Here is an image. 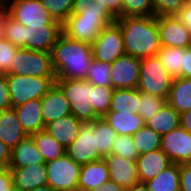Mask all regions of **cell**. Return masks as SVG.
I'll use <instances>...</instances> for the list:
<instances>
[{
  "label": "cell",
  "instance_id": "obj_1",
  "mask_svg": "<svg viewBox=\"0 0 191 191\" xmlns=\"http://www.w3.org/2000/svg\"><path fill=\"white\" fill-rule=\"evenodd\" d=\"M57 79L85 80L93 60L92 46L61 33L51 51Z\"/></svg>",
  "mask_w": 191,
  "mask_h": 191
},
{
  "label": "cell",
  "instance_id": "obj_2",
  "mask_svg": "<svg viewBox=\"0 0 191 191\" xmlns=\"http://www.w3.org/2000/svg\"><path fill=\"white\" fill-rule=\"evenodd\" d=\"M126 55L137 58L157 56L161 49L157 17H118Z\"/></svg>",
  "mask_w": 191,
  "mask_h": 191
},
{
  "label": "cell",
  "instance_id": "obj_3",
  "mask_svg": "<svg viewBox=\"0 0 191 191\" xmlns=\"http://www.w3.org/2000/svg\"><path fill=\"white\" fill-rule=\"evenodd\" d=\"M69 102L71 114L81 122H92L100 116L94 111L91 100V83L78 79H56Z\"/></svg>",
  "mask_w": 191,
  "mask_h": 191
},
{
  "label": "cell",
  "instance_id": "obj_4",
  "mask_svg": "<svg viewBox=\"0 0 191 191\" xmlns=\"http://www.w3.org/2000/svg\"><path fill=\"white\" fill-rule=\"evenodd\" d=\"M137 89L167 100L174 78L163 67L158 56L141 59Z\"/></svg>",
  "mask_w": 191,
  "mask_h": 191
},
{
  "label": "cell",
  "instance_id": "obj_5",
  "mask_svg": "<svg viewBox=\"0 0 191 191\" xmlns=\"http://www.w3.org/2000/svg\"><path fill=\"white\" fill-rule=\"evenodd\" d=\"M6 79L9 85L12 108H14L31 99H42L55 84L57 78L6 74Z\"/></svg>",
  "mask_w": 191,
  "mask_h": 191
},
{
  "label": "cell",
  "instance_id": "obj_6",
  "mask_svg": "<svg viewBox=\"0 0 191 191\" xmlns=\"http://www.w3.org/2000/svg\"><path fill=\"white\" fill-rule=\"evenodd\" d=\"M8 74L56 78L51 53L26 48L18 49Z\"/></svg>",
  "mask_w": 191,
  "mask_h": 191
},
{
  "label": "cell",
  "instance_id": "obj_7",
  "mask_svg": "<svg viewBox=\"0 0 191 191\" xmlns=\"http://www.w3.org/2000/svg\"><path fill=\"white\" fill-rule=\"evenodd\" d=\"M93 58L112 63L125 55L122 30L115 22L103 28L91 44Z\"/></svg>",
  "mask_w": 191,
  "mask_h": 191
},
{
  "label": "cell",
  "instance_id": "obj_8",
  "mask_svg": "<svg viewBox=\"0 0 191 191\" xmlns=\"http://www.w3.org/2000/svg\"><path fill=\"white\" fill-rule=\"evenodd\" d=\"M5 7L11 13V18L25 27L61 25L52 18L40 0H13Z\"/></svg>",
  "mask_w": 191,
  "mask_h": 191
},
{
  "label": "cell",
  "instance_id": "obj_9",
  "mask_svg": "<svg viewBox=\"0 0 191 191\" xmlns=\"http://www.w3.org/2000/svg\"><path fill=\"white\" fill-rule=\"evenodd\" d=\"M65 154L81 166L102 159L94 133V121L81 123L79 135L65 148Z\"/></svg>",
  "mask_w": 191,
  "mask_h": 191
},
{
  "label": "cell",
  "instance_id": "obj_10",
  "mask_svg": "<svg viewBox=\"0 0 191 191\" xmlns=\"http://www.w3.org/2000/svg\"><path fill=\"white\" fill-rule=\"evenodd\" d=\"M46 164L48 185L53 189L78 187L81 165L66 154Z\"/></svg>",
  "mask_w": 191,
  "mask_h": 191
},
{
  "label": "cell",
  "instance_id": "obj_11",
  "mask_svg": "<svg viewBox=\"0 0 191 191\" xmlns=\"http://www.w3.org/2000/svg\"><path fill=\"white\" fill-rule=\"evenodd\" d=\"M161 46L188 48L191 46V31L182 23L178 15L157 17Z\"/></svg>",
  "mask_w": 191,
  "mask_h": 191
},
{
  "label": "cell",
  "instance_id": "obj_12",
  "mask_svg": "<svg viewBox=\"0 0 191 191\" xmlns=\"http://www.w3.org/2000/svg\"><path fill=\"white\" fill-rule=\"evenodd\" d=\"M141 59L124 55L111 63V86L114 89H135L138 87Z\"/></svg>",
  "mask_w": 191,
  "mask_h": 191
},
{
  "label": "cell",
  "instance_id": "obj_13",
  "mask_svg": "<svg viewBox=\"0 0 191 191\" xmlns=\"http://www.w3.org/2000/svg\"><path fill=\"white\" fill-rule=\"evenodd\" d=\"M161 150L172 163H191V133L179 127L162 135Z\"/></svg>",
  "mask_w": 191,
  "mask_h": 191
},
{
  "label": "cell",
  "instance_id": "obj_14",
  "mask_svg": "<svg viewBox=\"0 0 191 191\" xmlns=\"http://www.w3.org/2000/svg\"><path fill=\"white\" fill-rule=\"evenodd\" d=\"M62 25L28 26L23 34V48L51 53Z\"/></svg>",
  "mask_w": 191,
  "mask_h": 191
},
{
  "label": "cell",
  "instance_id": "obj_15",
  "mask_svg": "<svg viewBox=\"0 0 191 191\" xmlns=\"http://www.w3.org/2000/svg\"><path fill=\"white\" fill-rule=\"evenodd\" d=\"M107 25L109 24L105 20L79 19L71 14L62 24V33L74 40L92 44Z\"/></svg>",
  "mask_w": 191,
  "mask_h": 191
},
{
  "label": "cell",
  "instance_id": "obj_16",
  "mask_svg": "<svg viewBox=\"0 0 191 191\" xmlns=\"http://www.w3.org/2000/svg\"><path fill=\"white\" fill-rule=\"evenodd\" d=\"M105 161L109 170V179L125 189L139 183L136 161L125 159L120 155L111 153Z\"/></svg>",
  "mask_w": 191,
  "mask_h": 191
},
{
  "label": "cell",
  "instance_id": "obj_17",
  "mask_svg": "<svg viewBox=\"0 0 191 191\" xmlns=\"http://www.w3.org/2000/svg\"><path fill=\"white\" fill-rule=\"evenodd\" d=\"M13 186L21 191H31L48 185L46 164H31L10 168Z\"/></svg>",
  "mask_w": 191,
  "mask_h": 191
},
{
  "label": "cell",
  "instance_id": "obj_18",
  "mask_svg": "<svg viewBox=\"0 0 191 191\" xmlns=\"http://www.w3.org/2000/svg\"><path fill=\"white\" fill-rule=\"evenodd\" d=\"M41 112L45 126L62 116L71 114L69 102L62 89L56 83L41 99Z\"/></svg>",
  "mask_w": 191,
  "mask_h": 191
},
{
  "label": "cell",
  "instance_id": "obj_19",
  "mask_svg": "<svg viewBox=\"0 0 191 191\" xmlns=\"http://www.w3.org/2000/svg\"><path fill=\"white\" fill-rule=\"evenodd\" d=\"M171 164L172 161L161 148L139 155L136 159L139 181L147 182Z\"/></svg>",
  "mask_w": 191,
  "mask_h": 191
},
{
  "label": "cell",
  "instance_id": "obj_20",
  "mask_svg": "<svg viewBox=\"0 0 191 191\" xmlns=\"http://www.w3.org/2000/svg\"><path fill=\"white\" fill-rule=\"evenodd\" d=\"M72 14L79 19L105 20L108 24L115 23L118 18L101 0H75Z\"/></svg>",
  "mask_w": 191,
  "mask_h": 191
},
{
  "label": "cell",
  "instance_id": "obj_21",
  "mask_svg": "<svg viewBox=\"0 0 191 191\" xmlns=\"http://www.w3.org/2000/svg\"><path fill=\"white\" fill-rule=\"evenodd\" d=\"M28 134L17 118L14 108L0 112V140L10 149H13Z\"/></svg>",
  "mask_w": 191,
  "mask_h": 191
},
{
  "label": "cell",
  "instance_id": "obj_22",
  "mask_svg": "<svg viewBox=\"0 0 191 191\" xmlns=\"http://www.w3.org/2000/svg\"><path fill=\"white\" fill-rule=\"evenodd\" d=\"M81 123L79 119L69 114L50 122L46 125L45 130L67 148L79 135Z\"/></svg>",
  "mask_w": 191,
  "mask_h": 191
},
{
  "label": "cell",
  "instance_id": "obj_23",
  "mask_svg": "<svg viewBox=\"0 0 191 191\" xmlns=\"http://www.w3.org/2000/svg\"><path fill=\"white\" fill-rule=\"evenodd\" d=\"M17 118L28 135L45 129L41 112V99H31L14 107Z\"/></svg>",
  "mask_w": 191,
  "mask_h": 191
},
{
  "label": "cell",
  "instance_id": "obj_24",
  "mask_svg": "<svg viewBox=\"0 0 191 191\" xmlns=\"http://www.w3.org/2000/svg\"><path fill=\"white\" fill-rule=\"evenodd\" d=\"M109 179V170L104 158L81 166L78 188L91 191Z\"/></svg>",
  "mask_w": 191,
  "mask_h": 191
},
{
  "label": "cell",
  "instance_id": "obj_25",
  "mask_svg": "<svg viewBox=\"0 0 191 191\" xmlns=\"http://www.w3.org/2000/svg\"><path fill=\"white\" fill-rule=\"evenodd\" d=\"M43 163H45L43 155L37 149L31 135L22 139L13 149H11L9 168Z\"/></svg>",
  "mask_w": 191,
  "mask_h": 191
},
{
  "label": "cell",
  "instance_id": "obj_26",
  "mask_svg": "<svg viewBox=\"0 0 191 191\" xmlns=\"http://www.w3.org/2000/svg\"><path fill=\"white\" fill-rule=\"evenodd\" d=\"M118 135L133 136L146 123L139 114L108 111L104 116Z\"/></svg>",
  "mask_w": 191,
  "mask_h": 191
},
{
  "label": "cell",
  "instance_id": "obj_27",
  "mask_svg": "<svg viewBox=\"0 0 191 191\" xmlns=\"http://www.w3.org/2000/svg\"><path fill=\"white\" fill-rule=\"evenodd\" d=\"M166 102L179 114L191 110V79L174 78Z\"/></svg>",
  "mask_w": 191,
  "mask_h": 191
},
{
  "label": "cell",
  "instance_id": "obj_28",
  "mask_svg": "<svg viewBox=\"0 0 191 191\" xmlns=\"http://www.w3.org/2000/svg\"><path fill=\"white\" fill-rule=\"evenodd\" d=\"M146 124L162 136L180 127V114L166 102Z\"/></svg>",
  "mask_w": 191,
  "mask_h": 191
},
{
  "label": "cell",
  "instance_id": "obj_29",
  "mask_svg": "<svg viewBox=\"0 0 191 191\" xmlns=\"http://www.w3.org/2000/svg\"><path fill=\"white\" fill-rule=\"evenodd\" d=\"M140 91L135 89H114L109 111L139 113Z\"/></svg>",
  "mask_w": 191,
  "mask_h": 191
},
{
  "label": "cell",
  "instance_id": "obj_30",
  "mask_svg": "<svg viewBox=\"0 0 191 191\" xmlns=\"http://www.w3.org/2000/svg\"><path fill=\"white\" fill-rule=\"evenodd\" d=\"M179 179L180 164L172 163L145 183L149 191H180Z\"/></svg>",
  "mask_w": 191,
  "mask_h": 191
},
{
  "label": "cell",
  "instance_id": "obj_31",
  "mask_svg": "<svg viewBox=\"0 0 191 191\" xmlns=\"http://www.w3.org/2000/svg\"><path fill=\"white\" fill-rule=\"evenodd\" d=\"M37 149L42 153L45 163L65 154V147L53 138L47 130L31 134Z\"/></svg>",
  "mask_w": 191,
  "mask_h": 191
},
{
  "label": "cell",
  "instance_id": "obj_32",
  "mask_svg": "<svg viewBox=\"0 0 191 191\" xmlns=\"http://www.w3.org/2000/svg\"><path fill=\"white\" fill-rule=\"evenodd\" d=\"M94 133L99 155L101 158H105L111 154L112 145L118 134L103 117L94 120Z\"/></svg>",
  "mask_w": 191,
  "mask_h": 191
},
{
  "label": "cell",
  "instance_id": "obj_33",
  "mask_svg": "<svg viewBox=\"0 0 191 191\" xmlns=\"http://www.w3.org/2000/svg\"><path fill=\"white\" fill-rule=\"evenodd\" d=\"M185 55V48H174L161 46L157 53L163 67L173 77H181L182 61Z\"/></svg>",
  "mask_w": 191,
  "mask_h": 191
},
{
  "label": "cell",
  "instance_id": "obj_34",
  "mask_svg": "<svg viewBox=\"0 0 191 191\" xmlns=\"http://www.w3.org/2000/svg\"><path fill=\"white\" fill-rule=\"evenodd\" d=\"M132 137L139 155L161 148L162 136L147 126V124L140 128Z\"/></svg>",
  "mask_w": 191,
  "mask_h": 191
},
{
  "label": "cell",
  "instance_id": "obj_35",
  "mask_svg": "<svg viewBox=\"0 0 191 191\" xmlns=\"http://www.w3.org/2000/svg\"><path fill=\"white\" fill-rule=\"evenodd\" d=\"M114 88L112 86H96L91 83V104L94 111L103 117L110 109Z\"/></svg>",
  "mask_w": 191,
  "mask_h": 191
},
{
  "label": "cell",
  "instance_id": "obj_36",
  "mask_svg": "<svg viewBox=\"0 0 191 191\" xmlns=\"http://www.w3.org/2000/svg\"><path fill=\"white\" fill-rule=\"evenodd\" d=\"M155 16L153 0H121V17Z\"/></svg>",
  "mask_w": 191,
  "mask_h": 191
},
{
  "label": "cell",
  "instance_id": "obj_37",
  "mask_svg": "<svg viewBox=\"0 0 191 191\" xmlns=\"http://www.w3.org/2000/svg\"><path fill=\"white\" fill-rule=\"evenodd\" d=\"M111 70V63L93 58L85 80L96 86H111Z\"/></svg>",
  "mask_w": 191,
  "mask_h": 191
},
{
  "label": "cell",
  "instance_id": "obj_38",
  "mask_svg": "<svg viewBox=\"0 0 191 191\" xmlns=\"http://www.w3.org/2000/svg\"><path fill=\"white\" fill-rule=\"evenodd\" d=\"M43 7L50 13L52 18L61 25L72 14L75 0H40Z\"/></svg>",
  "mask_w": 191,
  "mask_h": 191
},
{
  "label": "cell",
  "instance_id": "obj_39",
  "mask_svg": "<svg viewBox=\"0 0 191 191\" xmlns=\"http://www.w3.org/2000/svg\"><path fill=\"white\" fill-rule=\"evenodd\" d=\"M165 103L166 100L159 96L140 92V106L138 114L143 118L144 122L147 123Z\"/></svg>",
  "mask_w": 191,
  "mask_h": 191
},
{
  "label": "cell",
  "instance_id": "obj_40",
  "mask_svg": "<svg viewBox=\"0 0 191 191\" xmlns=\"http://www.w3.org/2000/svg\"><path fill=\"white\" fill-rule=\"evenodd\" d=\"M111 153L134 161L139 156L133 137L129 135H118L112 145Z\"/></svg>",
  "mask_w": 191,
  "mask_h": 191
},
{
  "label": "cell",
  "instance_id": "obj_41",
  "mask_svg": "<svg viewBox=\"0 0 191 191\" xmlns=\"http://www.w3.org/2000/svg\"><path fill=\"white\" fill-rule=\"evenodd\" d=\"M18 49L19 47H16L8 40H0V74H8L10 72Z\"/></svg>",
  "mask_w": 191,
  "mask_h": 191
},
{
  "label": "cell",
  "instance_id": "obj_42",
  "mask_svg": "<svg viewBox=\"0 0 191 191\" xmlns=\"http://www.w3.org/2000/svg\"><path fill=\"white\" fill-rule=\"evenodd\" d=\"M188 0H153L155 17L178 15Z\"/></svg>",
  "mask_w": 191,
  "mask_h": 191
},
{
  "label": "cell",
  "instance_id": "obj_43",
  "mask_svg": "<svg viewBox=\"0 0 191 191\" xmlns=\"http://www.w3.org/2000/svg\"><path fill=\"white\" fill-rule=\"evenodd\" d=\"M26 27L10 18L5 31V39L10 41L16 47L23 48V34Z\"/></svg>",
  "mask_w": 191,
  "mask_h": 191
},
{
  "label": "cell",
  "instance_id": "obj_44",
  "mask_svg": "<svg viewBox=\"0 0 191 191\" xmlns=\"http://www.w3.org/2000/svg\"><path fill=\"white\" fill-rule=\"evenodd\" d=\"M12 108L6 74H0V112Z\"/></svg>",
  "mask_w": 191,
  "mask_h": 191
},
{
  "label": "cell",
  "instance_id": "obj_45",
  "mask_svg": "<svg viewBox=\"0 0 191 191\" xmlns=\"http://www.w3.org/2000/svg\"><path fill=\"white\" fill-rule=\"evenodd\" d=\"M180 191H191V163L180 164Z\"/></svg>",
  "mask_w": 191,
  "mask_h": 191
},
{
  "label": "cell",
  "instance_id": "obj_46",
  "mask_svg": "<svg viewBox=\"0 0 191 191\" xmlns=\"http://www.w3.org/2000/svg\"><path fill=\"white\" fill-rule=\"evenodd\" d=\"M13 186L12 174L9 167H0V191H9Z\"/></svg>",
  "mask_w": 191,
  "mask_h": 191
},
{
  "label": "cell",
  "instance_id": "obj_47",
  "mask_svg": "<svg viewBox=\"0 0 191 191\" xmlns=\"http://www.w3.org/2000/svg\"><path fill=\"white\" fill-rule=\"evenodd\" d=\"M181 77L191 79V46L185 48V55L182 61Z\"/></svg>",
  "mask_w": 191,
  "mask_h": 191
},
{
  "label": "cell",
  "instance_id": "obj_48",
  "mask_svg": "<svg viewBox=\"0 0 191 191\" xmlns=\"http://www.w3.org/2000/svg\"><path fill=\"white\" fill-rule=\"evenodd\" d=\"M11 18V13L5 6H0V40L5 39L6 26Z\"/></svg>",
  "mask_w": 191,
  "mask_h": 191
},
{
  "label": "cell",
  "instance_id": "obj_49",
  "mask_svg": "<svg viewBox=\"0 0 191 191\" xmlns=\"http://www.w3.org/2000/svg\"><path fill=\"white\" fill-rule=\"evenodd\" d=\"M11 149L0 140V167H9Z\"/></svg>",
  "mask_w": 191,
  "mask_h": 191
},
{
  "label": "cell",
  "instance_id": "obj_50",
  "mask_svg": "<svg viewBox=\"0 0 191 191\" xmlns=\"http://www.w3.org/2000/svg\"><path fill=\"white\" fill-rule=\"evenodd\" d=\"M178 16L182 20V23L191 31V2H186L185 7Z\"/></svg>",
  "mask_w": 191,
  "mask_h": 191
},
{
  "label": "cell",
  "instance_id": "obj_51",
  "mask_svg": "<svg viewBox=\"0 0 191 191\" xmlns=\"http://www.w3.org/2000/svg\"><path fill=\"white\" fill-rule=\"evenodd\" d=\"M91 191H126V189L116 182L108 180Z\"/></svg>",
  "mask_w": 191,
  "mask_h": 191
},
{
  "label": "cell",
  "instance_id": "obj_52",
  "mask_svg": "<svg viewBox=\"0 0 191 191\" xmlns=\"http://www.w3.org/2000/svg\"><path fill=\"white\" fill-rule=\"evenodd\" d=\"M180 127L191 133V110L180 114Z\"/></svg>",
  "mask_w": 191,
  "mask_h": 191
},
{
  "label": "cell",
  "instance_id": "obj_53",
  "mask_svg": "<svg viewBox=\"0 0 191 191\" xmlns=\"http://www.w3.org/2000/svg\"><path fill=\"white\" fill-rule=\"evenodd\" d=\"M106 4L118 17H121V0H101Z\"/></svg>",
  "mask_w": 191,
  "mask_h": 191
},
{
  "label": "cell",
  "instance_id": "obj_54",
  "mask_svg": "<svg viewBox=\"0 0 191 191\" xmlns=\"http://www.w3.org/2000/svg\"><path fill=\"white\" fill-rule=\"evenodd\" d=\"M126 191H149V188L145 182H139L126 189Z\"/></svg>",
  "mask_w": 191,
  "mask_h": 191
},
{
  "label": "cell",
  "instance_id": "obj_55",
  "mask_svg": "<svg viewBox=\"0 0 191 191\" xmlns=\"http://www.w3.org/2000/svg\"><path fill=\"white\" fill-rule=\"evenodd\" d=\"M31 191H56L55 189H53L51 186L49 185H44V186H41V187H38V188H35Z\"/></svg>",
  "mask_w": 191,
  "mask_h": 191
},
{
  "label": "cell",
  "instance_id": "obj_56",
  "mask_svg": "<svg viewBox=\"0 0 191 191\" xmlns=\"http://www.w3.org/2000/svg\"><path fill=\"white\" fill-rule=\"evenodd\" d=\"M57 191H82L80 188L78 187H72V188H65V189H60Z\"/></svg>",
  "mask_w": 191,
  "mask_h": 191
},
{
  "label": "cell",
  "instance_id": "obj_57",
  "mask_svg": "<svg viewBox=\"0 0 191 191\" xmlns=\"http://www.w3.org/2000/svg\"><path fill=\"white\" fill-rule=\"evenodd\" d=\"M11 1L13 0H0V6H6Z\"/></svg>",
  "mask_w": 191,
  "mask_h": 191
},
{
  "label": "cell",
  "instance_id": "obj_58",
  "mask_svg": "<svg viewBox=\"0 0 191 191\" xmlns=\"http://www.w3.org/2000/svg\"><path fill=\"white\" fill-rule=\"evenodd\" d=\"M9 191H21V190L18 189L17 187L12 186V187L9 189Z\"/></svg>",
  "mask_w": 191,
  "mask_h": 191
}]
</instances>
